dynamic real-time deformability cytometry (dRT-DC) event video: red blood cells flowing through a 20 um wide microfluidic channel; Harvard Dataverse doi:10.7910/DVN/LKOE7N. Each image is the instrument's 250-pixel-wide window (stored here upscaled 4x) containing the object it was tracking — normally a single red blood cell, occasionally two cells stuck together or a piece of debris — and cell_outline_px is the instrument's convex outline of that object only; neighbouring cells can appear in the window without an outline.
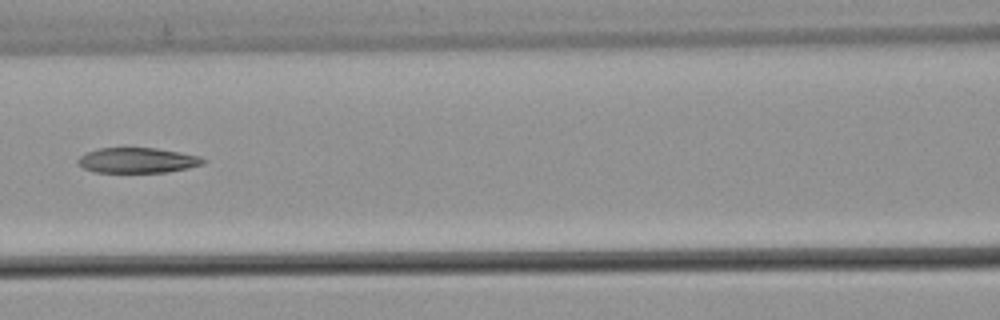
{"species": "common noctule bat (a hibernating species)", "species_latin": "Nyctalus noctula", "temperature_condition": "warm", "stored_images_in_passage": 6, "camera_frame_rate_fps": 3000, "um_per_image_px": 0.085, "animal": {"sex": "male", "body_mass_g": 21.5, "forearm_length_mm": 52.0}, "frame": {"image": 1, "passage_image": 6, "time_ms": 1.667, "image_size_px": [1000, 320], "cell_outline_px": [[208, 160], [204, 164], [188, 168], [168, 172], [92, 172], [84, 168], [76, 160], [80, 156], [88, 152], [100, 148], [156, 148], [180, 152], [200, 156]], "centroid_in_image_um": [11.73, 13.63], "position_along_channel_um": 154.9, "area_um2": 18.44}}